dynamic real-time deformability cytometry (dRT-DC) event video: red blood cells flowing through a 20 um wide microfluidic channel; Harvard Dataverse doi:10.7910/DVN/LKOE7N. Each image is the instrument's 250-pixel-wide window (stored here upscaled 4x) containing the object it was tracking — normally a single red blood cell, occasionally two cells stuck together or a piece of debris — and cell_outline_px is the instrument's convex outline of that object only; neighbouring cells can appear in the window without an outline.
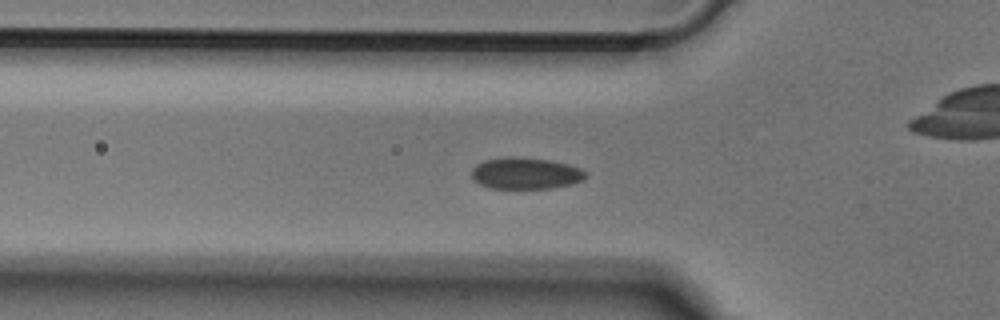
{"species": "Egyptian fruit bat (a non-hibernating species)", "species_latin": "Rousettus aegyptiacus", "temperature_condition": "cold", "stored_images_in_passage": 42, "camera_frame_rate_fps": 3000, "um_per_image_px": 0.085, "animal": {"sex": "male"}, "frame": {"image": 1, "passage_image": 15, "time_ms": 4.667, "image_size_px": [1000, 320], "cell_outline_px": [[588, 176], [584, 180], [572, 184], [552, 188], [492, 188], [480, 184], [472, 176], [472, 168], [476, 164], [484, 160], [508, 156], [512, 156], [552, 160], [568, 164], [580, 168], [588, 172]], "centroid_in_image_um": [44.73, 14.72], "position_along_channel_um": 81.1, "area_um2": 21.15}}
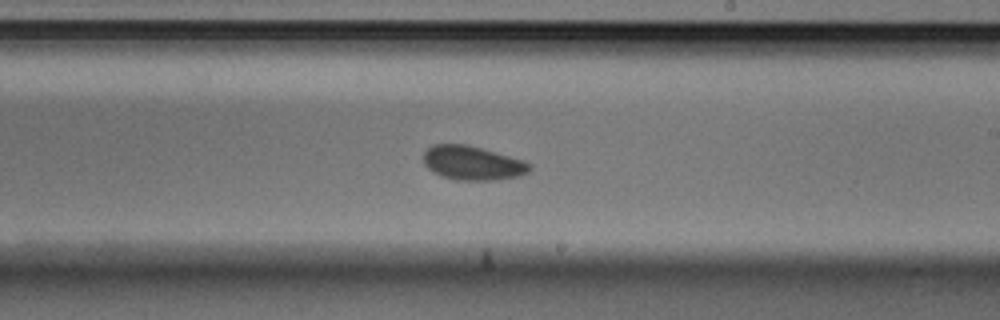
{"frame": {"image": 2, "passage_image": 28, "time_ms": 9.0, "image_size_px": [1000, 320], "cell_outline_px": [[532, 168], [528, 172], [520, 176], [496, 180], [456, 180], [440, 176], [432, 172], [424, 164], [424, 152], [432, 144], [468, 144], [524, 160], [532, 164]], "centroid_in_image_um": [40.17, 13.86], "position_along_channel_um": 248.8, "area_um2": 21.33}}
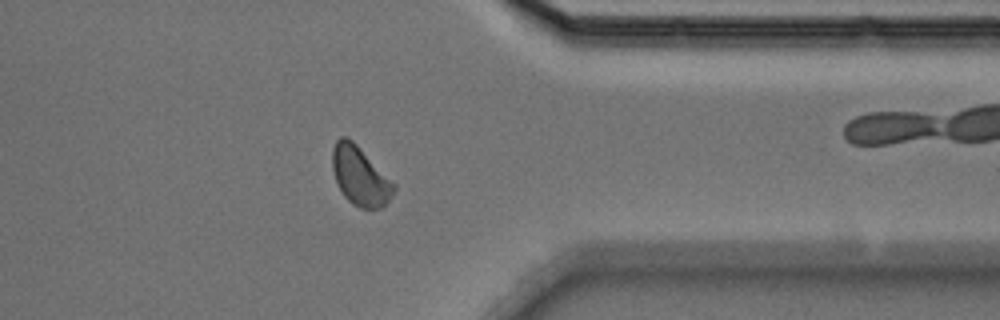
{"frame": {"image": 3, "passage_image": 39, "time_ms": 12.667, "image_size_px": [1000, 320], "cell_outline_px": [[396, 188], [392, 196], [380, 208], [360, 208], [352, 204], [344, 196], [336, 180], [332, 168], [332, 148], [336, 140], [340, 136], [344, 136], [352, 140], [396, 184]], "centroid_in_image_um": [30.6, 14.95], "position_along_channel_um": 380.8, "area_um2": 20.92}}